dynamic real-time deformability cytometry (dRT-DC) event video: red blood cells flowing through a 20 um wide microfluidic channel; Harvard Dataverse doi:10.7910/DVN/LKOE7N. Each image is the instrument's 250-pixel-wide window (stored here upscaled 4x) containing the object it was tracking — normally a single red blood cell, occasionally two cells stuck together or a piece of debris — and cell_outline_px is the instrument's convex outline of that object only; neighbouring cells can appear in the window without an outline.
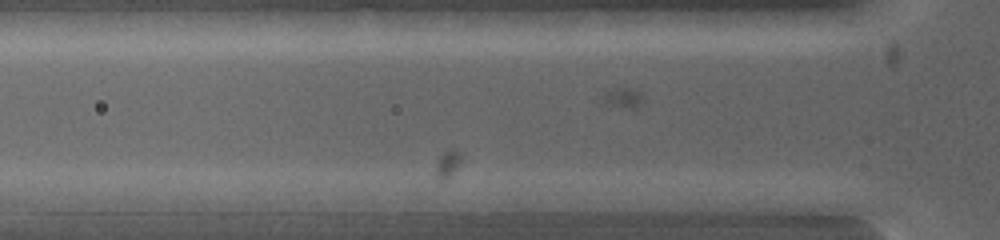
{"species": "common noctule bat (a hibernating species)", "species_latin": "Nyctalus noctula", "temperature_condition": "warm", "stored_images_in_passage": 7, "camera_frame_rate_fps": 5000, "um_per_image_px": 0.085, "animal": {"sex": "female", "body_mass_g": 19.0, "forearm_length_mm": 53.3}, "frame": {"image": 1, "passage_image": 3, "time_ms": 0.6, "image_size_px": [1000, 240], "cell_outline_px": [[664, 200], [564, 212], [516, 212], [492, 200], [556, 192], [604, 192]], "centroid_in_image_um": [48.37, 17.14], "position_along_channel_um": 77.4, "area_um2": 15.9}}